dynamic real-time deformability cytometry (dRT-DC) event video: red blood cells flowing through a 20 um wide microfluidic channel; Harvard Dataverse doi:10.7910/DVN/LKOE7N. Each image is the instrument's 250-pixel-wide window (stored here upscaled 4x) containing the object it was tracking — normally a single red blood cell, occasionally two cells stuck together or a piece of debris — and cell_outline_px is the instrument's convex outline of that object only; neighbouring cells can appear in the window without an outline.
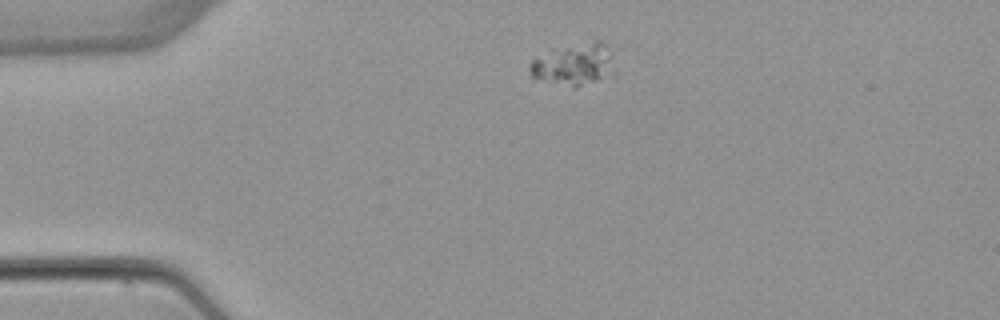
{"species": "common noctule bat (a hibernating species)", "species_latin": "Nyctalus noctula", "temperature_condition": "warm", "stored_images_in_passage": 2, "camera_frame_rate_fps": 3000, "um_per_image_px": 0.085, "animal": {"sex": "female", "body_mass_g": 22.7, "forearm_length_mm": 54.2}, "frame": {"image": 1, "passage_image": 1, "time_ms": 0.0, "image_size_px": [1000, 320], "cell_outline_px": [[616, 76], [576, 88], [572, 88], [532, 80], [528, 72], [528, 64], [532, 60], [552, 48], [596, 40], [600, 40], [616, 48]], "centroid_in_image_um": [48.89, 5.49], "position_along_channel_um": 36.1, "area_um2": 22.89}}